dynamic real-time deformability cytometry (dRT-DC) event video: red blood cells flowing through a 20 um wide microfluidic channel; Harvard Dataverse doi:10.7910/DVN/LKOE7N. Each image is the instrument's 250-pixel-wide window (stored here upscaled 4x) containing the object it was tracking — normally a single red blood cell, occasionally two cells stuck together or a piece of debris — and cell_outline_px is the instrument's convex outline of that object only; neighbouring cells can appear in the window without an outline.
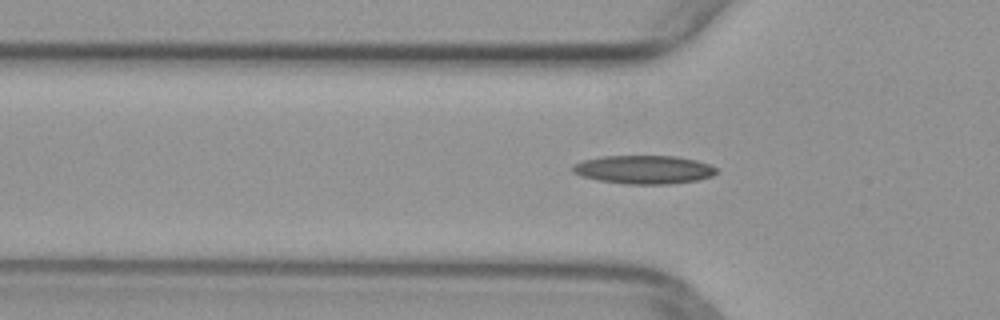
{"species": "common noctule bat (a hibernating species)", "species_latin": "Nyctalus noctula", "temperature_condition": "warm", "stored_images_in_passage": 32, "camera_frame_rate_fps": 3000, "um_per_image_px": 0.085, "animal": {"sex": "female", "body_mass_g": 29.2, "forearm_length_mm": 56.3}, "frame": {"image": 1, "passage_image": 7, "time_ms": 2.0, "image_size_px": [1000, 320], "cell_outline_px": [[716, 172], [712, 176], [696, 180], [668, 184], [624, 184], [596, 180], [580, 176], [572, 172], [572, 164], [584, 160], [600, 156], [676, 156], [696, 160], [708, 164], [716, 168]], "centroid_in_image_um": [54.67, 14.41], "position_along_channel_um": 71.1, "area_um2": 23.93}}
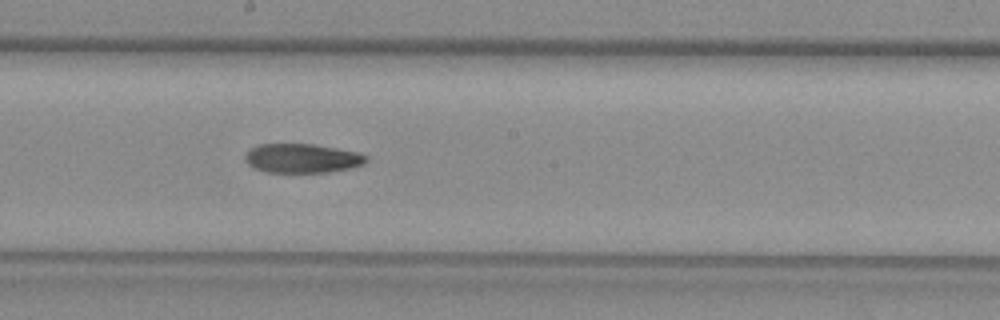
{"frame": {"image": 2, "passage_image": 18, "time_ms": 5.667, "image_size_px": [1000, 320], "cell_outline_px": [[368, 160], [364, 164], [352, 168], [328, 172], [264, 172], [248, 164], [244, 156], [256, 144], [316, 144], [360, 152], [368, 156]], "centroid_in_image_um": [25.74, 13.45], "position_along_channel_um": 222.5, "area_um2": 20.75}}
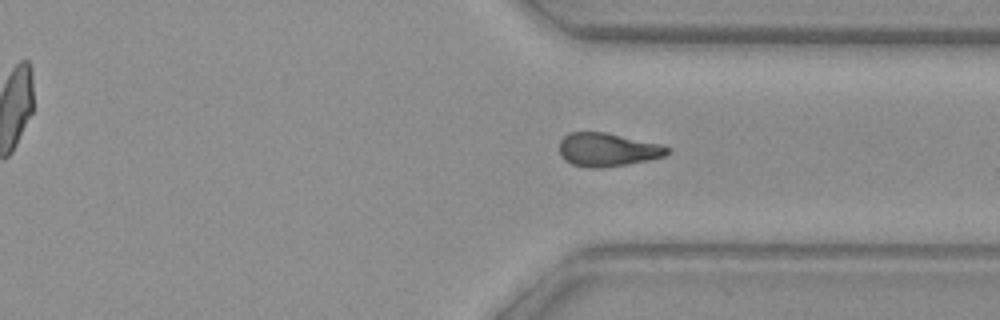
{"frame": {"image": 3, "passage_image": 28, "time_ms": 9.0, "image_size_px": [1000, 320], "cell_outline_px": [[672, 152], [664, 156], [648, 160], [628, 164], [600, 168], [588, 168], [572, 164], [564, 160], [560, 156], [560, 140], [568, 132], [604, 132], [660, 144], [672, 148]], "centroid_in_image_um": [51.64, 12.73], "position_along_channel_um": 359.8, "area_um2": 21.15}}